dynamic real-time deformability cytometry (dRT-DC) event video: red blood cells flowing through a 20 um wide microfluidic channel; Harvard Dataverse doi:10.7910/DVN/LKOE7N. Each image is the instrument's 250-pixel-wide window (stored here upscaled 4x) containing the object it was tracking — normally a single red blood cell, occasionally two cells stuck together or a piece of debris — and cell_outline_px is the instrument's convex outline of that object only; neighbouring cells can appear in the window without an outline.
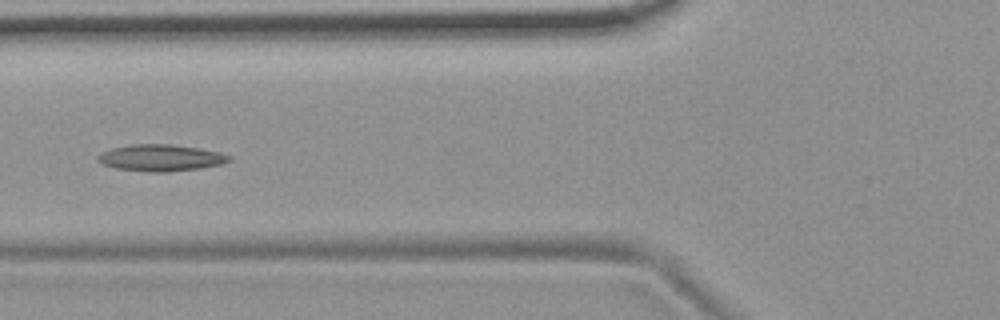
{"species": "common noctule bat (a hibernating species)", "species_latin": "Nyctalus noctula", "temperature_condition": "room temperature", "stored_images_in_passage": 10, "camera_frame_rate_fps": 3000, "um_per_image_px": 0.085, "animal": {"sex": "female", "body_mass_g": 19.9}, "frame": {"image": 1, "passage_image": 6, "time_ms": 1.667, "image_size_px": [1000, 320], "cell_outline_px": [[232, 160], [220, 164], [200, 168], [168, 172], [152, 172], [116, 168], [104, 164], [96, 160], [96, 156], [100, 152], [112, 148], [132, 144], [172, 144], [220, 152], [232, 156]], "centroid_in_image_um": [13.65, 13.41], "position_along_channel_um": 112.1, "area_um2": 20.35}}
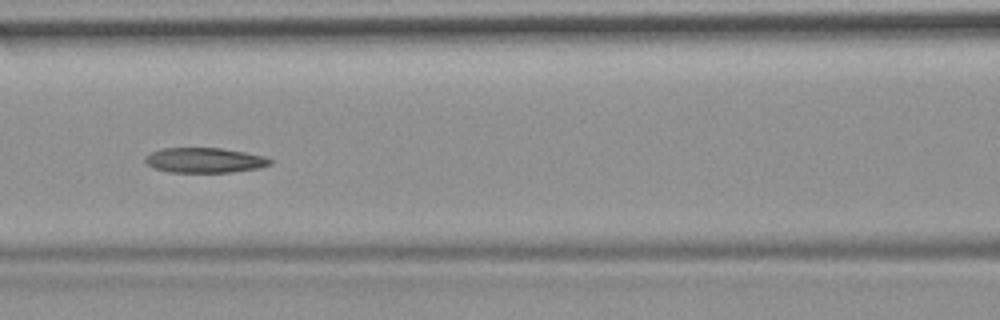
{"frame": {"image": 2, "passage_image": 7, "time_ms": 2.0, "image_size_px": [1000, 320], "cell_outline_px": [[272, 164], [260, 168], [232, 172], [168, 172], [152, 168], [144, 160], [144, 156], [160, 148], [220, 148], [244, 152], [264, 156], [272, 160]], "centroid_in_image_um": [17.37, 13.62], "position_along_channel_um": 149.2, "area_um2": 18.32}}
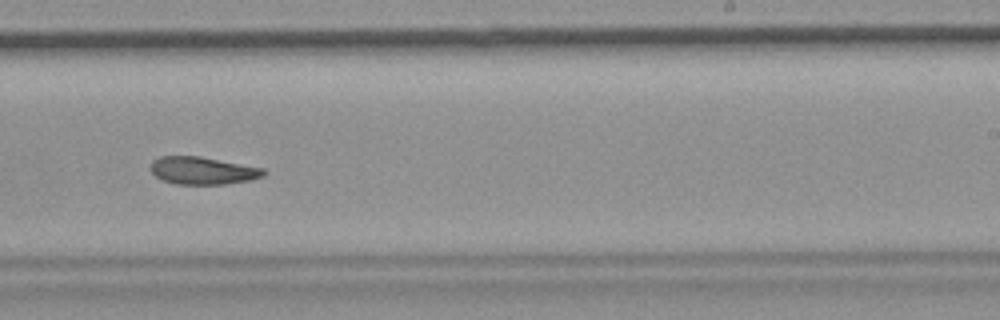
{"frame": {"image": 3, "passage_image": 10, "time_ms": 3.0, "image_size_px": [1000, 320], "cell_outline_px": [[268, 172], [264, 176], [252, 180], [224, 184], [176, 184], [160, 180], [148, 168], [152, 160], [160, 156], [200, 156], [264, 168]], "centroid_in_image_um": [17.22, 14.5], "position_along_channel_um": 271.8, "area_um2": 18.44}}